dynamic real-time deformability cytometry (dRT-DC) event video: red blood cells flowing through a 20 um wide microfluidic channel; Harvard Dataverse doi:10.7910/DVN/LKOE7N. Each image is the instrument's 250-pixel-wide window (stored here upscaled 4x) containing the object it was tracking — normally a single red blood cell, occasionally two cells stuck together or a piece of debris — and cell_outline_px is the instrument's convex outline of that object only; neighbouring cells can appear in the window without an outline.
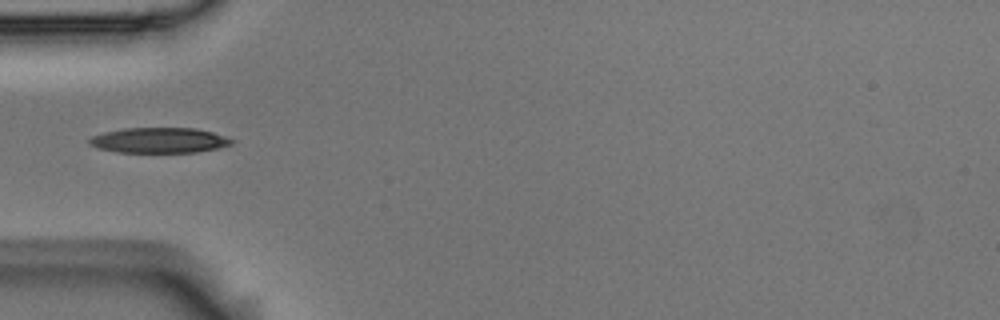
{"species": "Egyptian fruit bat (a non-hibernating species)", "species_latin": "Rousettus aegyptiacus", "temperature_condition": "room temperature", "stored_images_in_passage": 5, "camera_frame_rate_fps": 3000, "um_per_image_px": 0.085, "animal": {"sex": "male"}, "frame": {"image": 1, "passage_image": 5, "time_ms": 1.333, "image_size_px": [1000, 320], "cell_outline_px": [[236, 140], [232, 144], [220, 148], [196, 152], [116, 152], [100, 148], [88, 144], [88, 140], [92, 136], [104, 132], [124, 128], [196, 128], [212, 132]], "centroid_in_image_um": [13.56, 11.92], "position_along_channel_um": 71.4, "area_um2": 21.04}}